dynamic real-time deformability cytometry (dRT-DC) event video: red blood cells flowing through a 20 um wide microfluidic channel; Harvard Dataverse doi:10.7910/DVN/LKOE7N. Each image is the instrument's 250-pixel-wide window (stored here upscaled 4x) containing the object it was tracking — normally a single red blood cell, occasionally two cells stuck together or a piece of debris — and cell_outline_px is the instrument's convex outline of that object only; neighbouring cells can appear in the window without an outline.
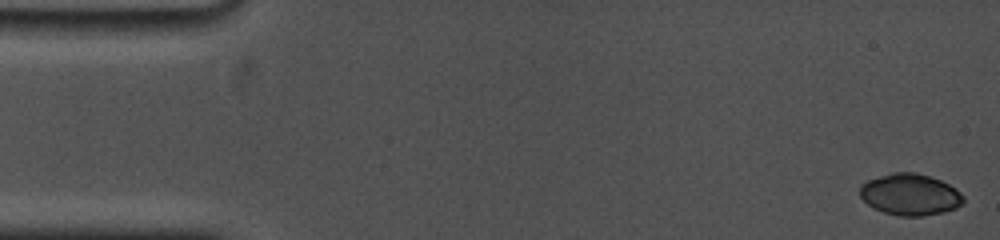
{"species": "common noctule bat (a hibernating species)", "species_latin": "Nyctalus noctula", "temperature_condition": "cold", "stored_images_in_passage": 14, "camera_frame_rate_fps": 5000, "um_per_image_px": 0.085, "animal": {"sex": "female", "body_mass_g": 19.0, "forearm_length_mm": 53.3}, "frame": {"image": 1, "passage_image": 1, "time_ms": 0.0, "image_size_px": [1000, 240], "cell_outline_px": [[964, 204], [956, 208], [944, 212], [924, 216], [900, 216], [884, 212], [872, 208], [860, 196], [860, 184], [868, 180], [892, 172], [916, 172], [940, 180], [948, 184], [960, 192], [964, 196]], "centroid_in_image_um": [77.37, 16.54], "position_along_channel_um": 7.6, "area_um2": 25.14}}
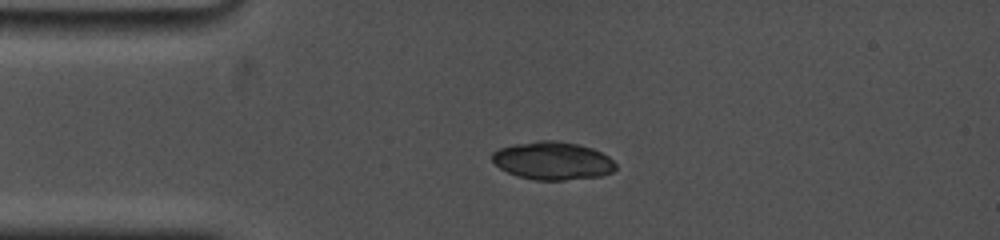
{"frame": {"image": 2, "passage_image": 10, "time_ms": 3.6, "image_size_px": [1000, 240], "cell_outline_px": [[616, 168], [612, 172], [600, 176], [564, 180], [536, 180], [520, 176], [508, 172], [500, 168], [492, 160], [492, 152], [500, 148], [516, 144], [540, 140], [556, 140], [576, 144], [592, 148], [608, 156], [616, 164]], "centroid_in_image_um": [46.99, 13.66], "position_along_channel_um": 38.0, "area_um2": 27.11}}